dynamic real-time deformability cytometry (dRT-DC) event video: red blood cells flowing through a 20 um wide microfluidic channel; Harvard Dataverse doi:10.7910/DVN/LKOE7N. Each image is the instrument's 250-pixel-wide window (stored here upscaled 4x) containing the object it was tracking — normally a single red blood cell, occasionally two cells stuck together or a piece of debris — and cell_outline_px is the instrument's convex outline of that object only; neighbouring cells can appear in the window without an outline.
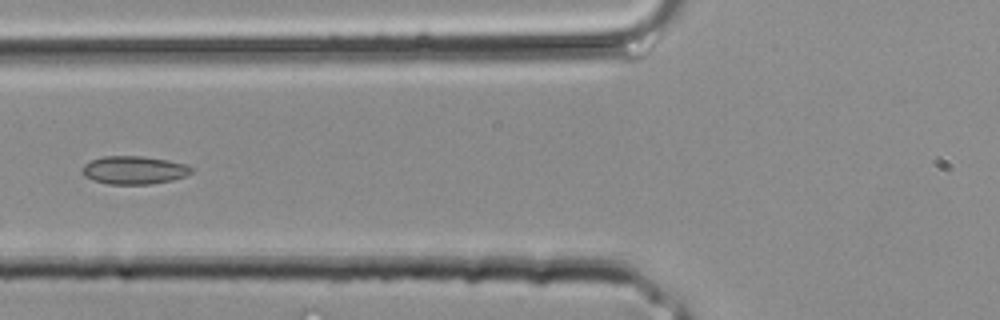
{"species": "common noctule bat (a hibernating species)", "species_latin": "Nyctalus noctula", "temperature_condition": "room temperature", "stored_images_in_passage": 33, "camera_frame_rate_fps": 3000, "um_per_image_px": 0.085, "animal": {"sex": "male", "body_mass_g": 20.4}, "frame": {"image": 1, "passage_image": 13, "time_ms": 4.0, "image_size_px": [1000, 320], "cell_outline_px": [[192, 172], [184, 176], [172, 180], [152, 184], [108, 184], [92, 180], [84, 176], [84, 164], [92, 160], [104, 156], [144, 156], [168, 160], [188, 164], [192, 168]], "centroid_in_image_um": [11.42, 14.46], "position_along_channel_um": 114.4, "area_um2": 17.86}}
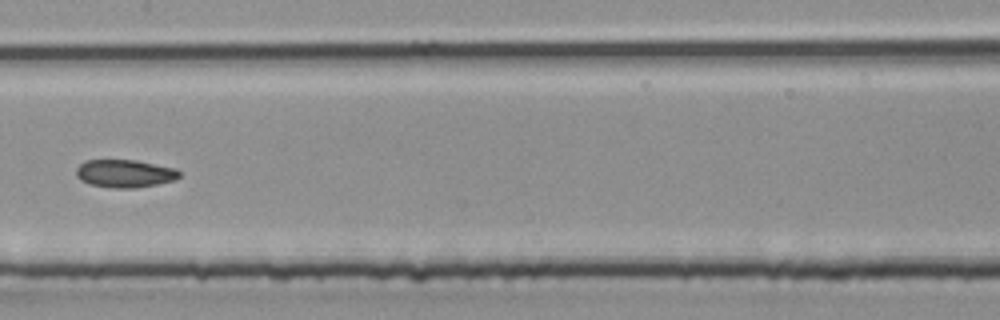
{"frame": {"image": 2, "passage_image": 17, "time_ms": 5.333, "image_size_px": [1000, 320], "cell_outline_px": [[180, 176], [172, 180], [156, 184], [136, 188], [112, 188], [88, 184], [80, 180], [76, 176], [76, 168], [84, 160], [136, 160], [172, 168], [180, 172]], "centroid_in_image_um": [10.53, 14.75], "position_along_channel_um": 196.9, "area_um2": 16.65}}
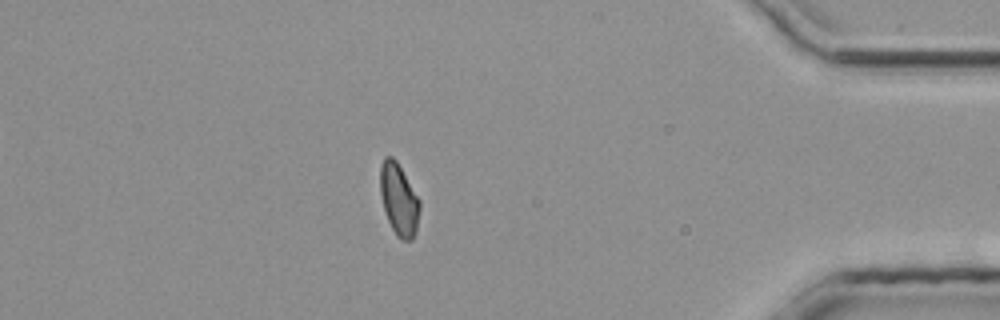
{"frame": {"image": 3, "passage_image": 29, "time_ms": 9.333, "image_size_px": [1000, 320], "cell_outline_px": [[420, 208], [416, 232], [412, 240], [400, 240], [396, 236], [388, 220], [384, 208], [380, 192], [380, 164], [384, 156], [392, 156], [396, 160], [420, 200]], "centroid_in_image_um": [33.9, 16.95], "position_along_channel_um": 401.3, "area_um2": 16.59}}